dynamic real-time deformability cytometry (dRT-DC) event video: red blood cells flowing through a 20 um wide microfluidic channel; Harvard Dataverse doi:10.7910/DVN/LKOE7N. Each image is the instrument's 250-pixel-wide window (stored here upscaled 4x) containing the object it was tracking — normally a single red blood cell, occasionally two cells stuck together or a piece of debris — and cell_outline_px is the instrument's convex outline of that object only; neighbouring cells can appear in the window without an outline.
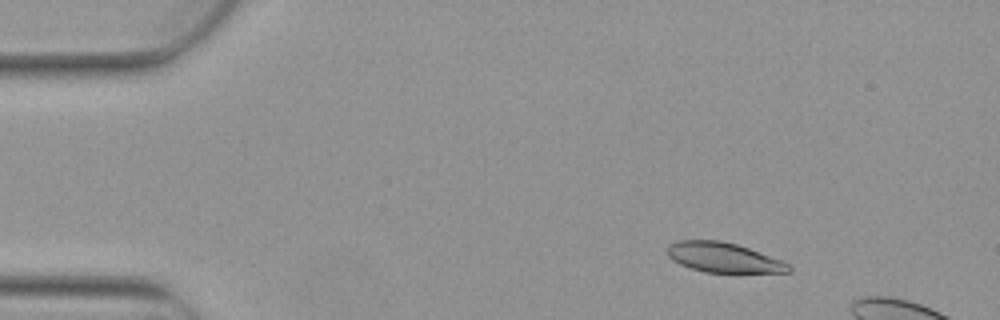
{"species": "Egyptian fruit bat (a non-hibernating species)", "species_latin": "Rousettus aegyptiacus", "temperature_condition": "warm", "stored_images_in_passage": 4, "camera_frame_rate_fps": 3000, "um_per_image_px": 0.085, "animal": {"sex": "female"}, "frame": {"image": 1, "passage_image": 2, "time_ms": 0.333, "image_size_px": [1000, 320], "cell_outline_px": [[792, 272], [704, 272], [680, 264], [672, 260], [668, 256], [668, 244], [680, 240], [720, 240], [736, 244], [748, 248], [780, 260], [788, 264], [792, 268]], "centroid_in_image_um": [61.46, 21.88], "position_along_channel_um": 23.5, "area_um2": 20.81}}